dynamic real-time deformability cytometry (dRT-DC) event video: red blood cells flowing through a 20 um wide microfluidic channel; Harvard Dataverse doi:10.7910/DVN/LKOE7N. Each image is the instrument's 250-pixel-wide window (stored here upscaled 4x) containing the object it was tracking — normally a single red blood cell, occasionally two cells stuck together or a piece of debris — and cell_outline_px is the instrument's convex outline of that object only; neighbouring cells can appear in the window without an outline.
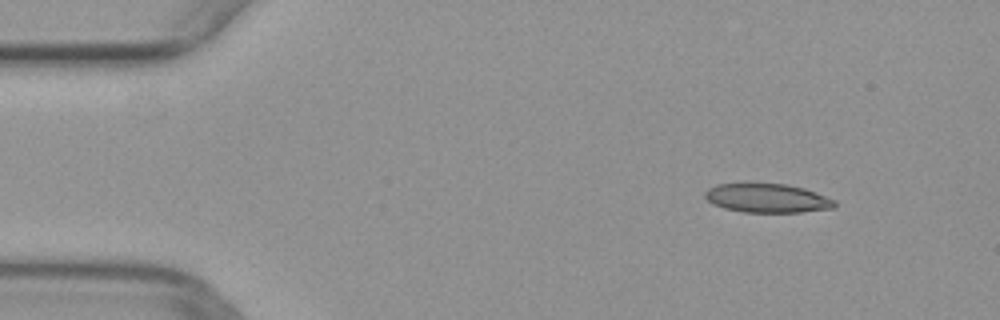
{"species": "common noctule bat (a hibernating species)", "species_latin": "Nyctalus noctula", "temperature_condition": "warm", "stored_images_in_passage": 3, "camera_frame_rate_fps": 3000, "um_per_image_px": 0.085, "animal": {"sex": "female", "body_mass_g": 29.2, "forearm_length_mm": 56.3}, "frame": {"image": 1, "passage_image": 1, "time_ms": 0.0, "image_size_px": [1000, 320], "cell_outline_px": [[836, 208], [800, 212], [744, 212], [724, 208], [712, 204], [704, 196], [704, 192], [708, 188], [716, 184], [788, 184], [804, 188], [816, 192], [836, 200]], "centroid_in_image_um": [65.24, 16.85], "position_along_channel_um": 19.8, "area_um2": 21.91}}